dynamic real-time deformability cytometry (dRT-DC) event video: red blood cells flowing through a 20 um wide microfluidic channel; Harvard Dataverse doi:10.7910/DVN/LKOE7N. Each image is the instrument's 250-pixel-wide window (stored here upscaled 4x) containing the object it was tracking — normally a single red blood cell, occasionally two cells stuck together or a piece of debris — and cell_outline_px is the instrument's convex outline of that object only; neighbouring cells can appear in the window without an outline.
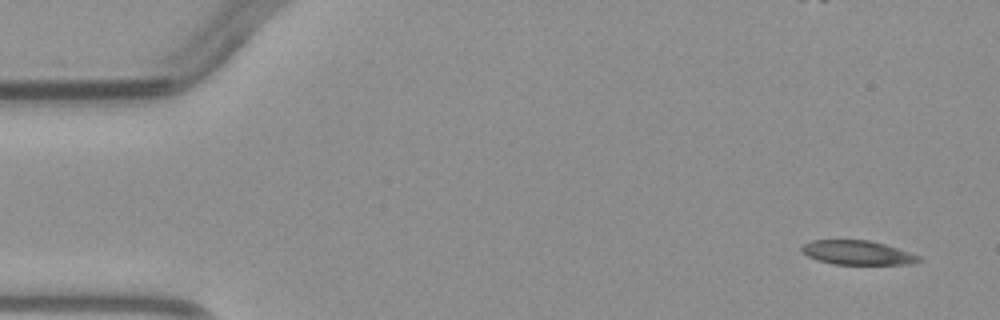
{"species": "common noctule bat (a hibernating species)", "species_latin": "Nyctalus noctula", "temperature_condition": "warm", "stored_images_in_passage": 4, "camera_frame_rate_fps": 3000, "um_per_image_px": 0.085, "animal": {"sex": "male", "body_mass_g": 23.1, "forearm_length_mm": 52.7}, "frame": {"image": 1, "passage_image": 1, "time_ms": 0.0, "image_size_px": [1000, 320], "cell_outline_px": [[924, 260], [912, 264], [832, 264], [816, 260], [808, 256], [800, 248], [804, 244], [812, 240], [868, 240], [884, 244], [920, 256]], "centroid_in_image_um": [72.89, 21.48], "position_along_channel_um": 12.1, "area_um2": 16.42}}
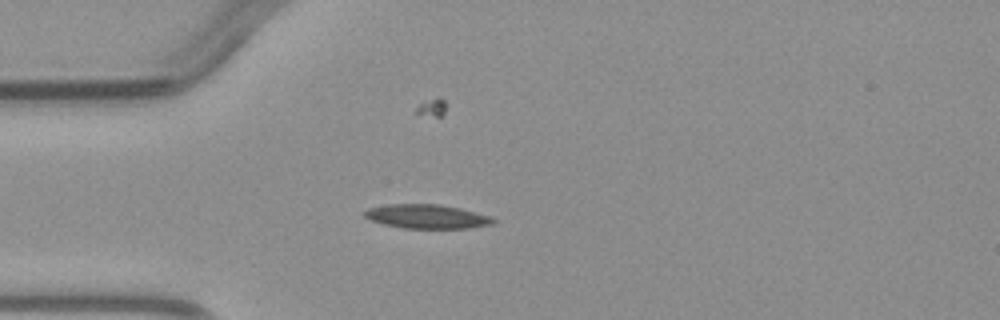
{"frame": {"image": 2, "passage_image": 4, "time_ms": 3.333, "image_size_px": [1000, 320], "cell_outline_px": [[496, 220], [492, 224], [468, 228], [404, 228], [384, 224], [372, 220], [364, 216], [364, 212], [368, 208], [388, 204], [440, 204], [460, 208], [492, 216]], "centroid_in_image_um": [36.31, 18.39], "position_along_channel_um": 48.7, "area_um2": 17.98}}